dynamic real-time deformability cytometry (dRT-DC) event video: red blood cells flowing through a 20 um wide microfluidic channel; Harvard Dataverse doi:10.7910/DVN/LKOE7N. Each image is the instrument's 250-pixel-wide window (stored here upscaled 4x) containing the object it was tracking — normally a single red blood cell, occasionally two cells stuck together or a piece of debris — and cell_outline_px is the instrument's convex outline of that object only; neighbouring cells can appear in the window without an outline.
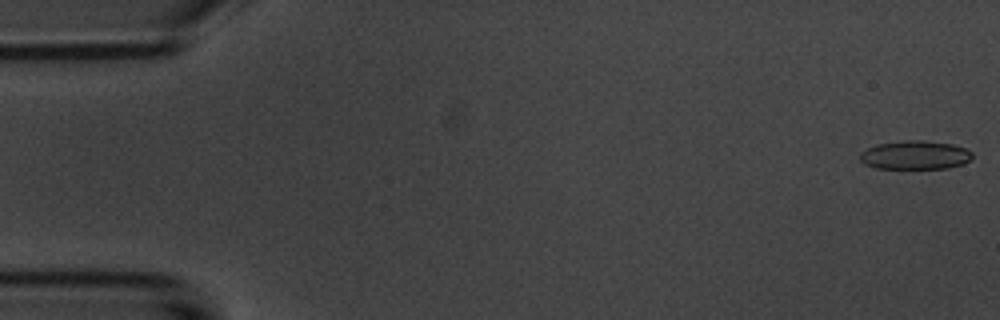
{"species": "common noctule bat (a hibernating species)", "species_latin": "Nyctalus noctula", "temperature_condition": "room temperature", "stored_images_in_passage": 6, "camera_frame_rate_fps": 3000, "um_per_image_px": 0.085, "animal": {"sex": "male", "body_mass_g": 20.1, "forearm_length_mm": 53.5}, "frame": {"image": 1, "passage_image": 1, "time_ms": 0.0, "image_size_px": [1000, 320], "cell_outline_px": [[972, 160], [964, 164], [948, 168], [876, 168], [864, 164], [860, 160], [860, 152], [876, 144], [904, 140], [920, 140], [952, 144], [964, 148], [972, 152]], "centroid_in_image_um": [77.79, 13.18], "position_along_channel_um": 7.2, "area_um2": 18.84}}
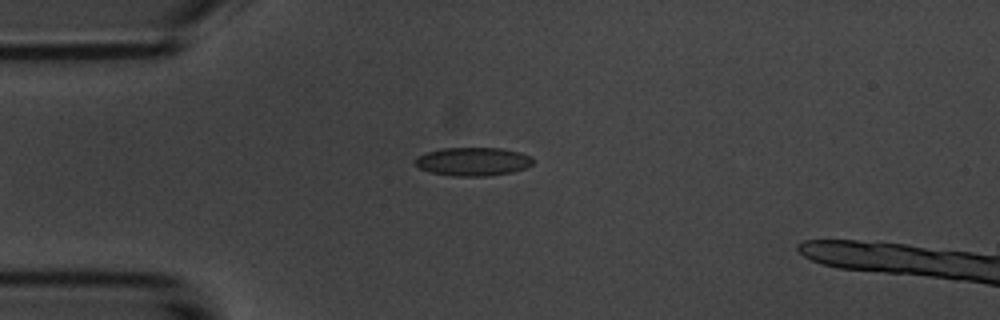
{"frame": {"image": 2, "passage_image": 4, "time_ms": 4.333, "image_size_px": [1000, 320], "cell_outline_px": [[532, 164], [524, 168], [512, 172], [484, 176], [452, 176], [432, 172], [420, 168], [412, 160], [416, 156], [440, 148], [500, 148], [520, 152], [532, 156]], "centroid_in_image_um": [40.18, 13.72], "position_along_channel_um": 44.8, "area_um2": 19.48}}